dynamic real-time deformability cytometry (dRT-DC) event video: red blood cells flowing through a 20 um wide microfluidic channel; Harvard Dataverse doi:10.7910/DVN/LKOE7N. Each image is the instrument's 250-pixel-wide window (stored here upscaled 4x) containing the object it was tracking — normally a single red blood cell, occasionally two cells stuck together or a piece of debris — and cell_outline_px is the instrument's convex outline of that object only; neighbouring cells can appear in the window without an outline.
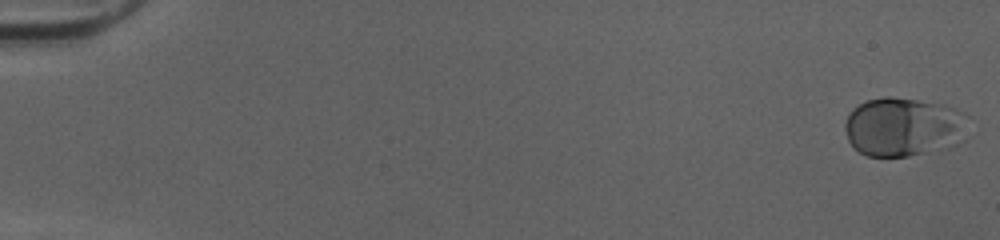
{"species": "human", "species_latin": "Homo sapiens", "temperature_condition": "cold", "stored_images_in_passage": 51, "camera_frame_rate_fps": 3000, "um_per_image_px": 0.085, "donor": {"sex": "female"}, "frame": {"image": 1, "passage_image": 1, "time_ms": 0.0, "image_size_px": [1000, 240], "cell_outline_px": [[972, 116], [968, 136], [964, 140], [952, 148], [908, 156], [868, 156], [860, 152], [848, 140], [844, 128], [844, 124], [848, 112], [852, 108], [864, 100], [884, 96], [892, 96], [944, 104], [956, 108]], "centroid_in_image_um": [76.91, 10.77], "position_along_channel_um": 8.1, "area_um2": 43.93}}
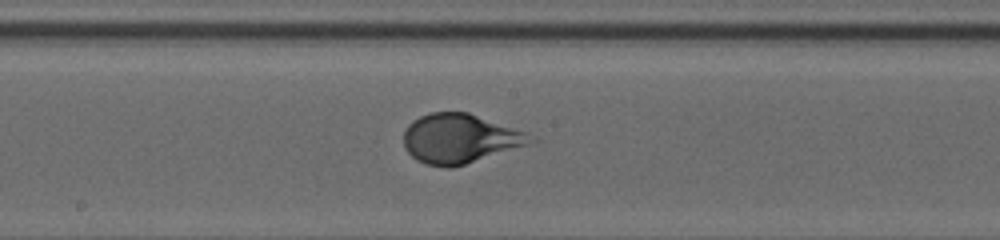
{"frame": {"image": 2, "passage_image": 29, "time_ms": 9.333, "image_size_px": [1000, 240], "cell_outline_px": [[540, 140], [532, 144], [452, 168], [448, 168], [424, 164], [416, 160], [404, 148], [404, 132], [408, 124], [412, 120], [420, 116], [432, 112], [468, 112], [528, 132]], "centroid_in_image_um": [39.14, 11.79], "position_along_channel_um": 209.1, "area_um2": 36.99}}
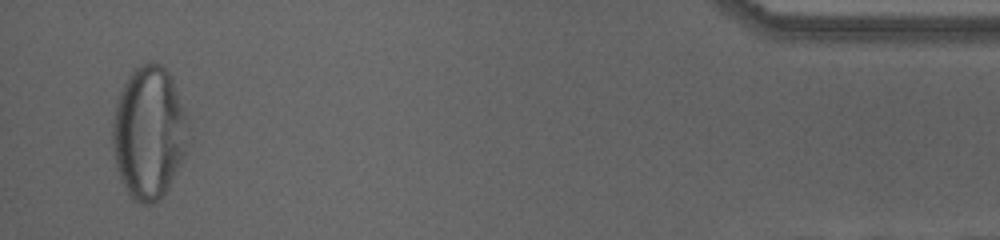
{"frame": {"image": 3, "passage_image": 50, "time_ms": 16.333, "image_size_px": [1000, 240], "cell_outline_px": [[184, 152], [168, 188], [156, 200], [148, 204], [140, 204], [132, 200], [120, 176], [116, 164], [112, 148], [112, 120], [116, 104], [120, 92], [128, 76], [136, 68], [148, 60], [160, 64], [168, 72], [172, 80], [184, 112]], "centroid_in_image_um": [12.58, 11.26], "position_along_channel_um": 422.6, "area_um2": 56.88}, "authors_computed_cell_mechanics": {"area_um2": 37.859, "velocity_mm_per_s": 4.0319, "shape_relaxation_time_tau1_ms": 3.1001, "shape_relaxation_time_tau2_ms": null, "deformation_change_tau1": 0.1486, "deformation_change_tau2": null}}